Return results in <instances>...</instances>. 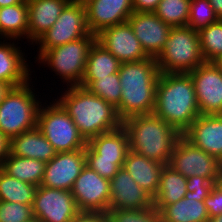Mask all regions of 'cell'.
Masks as SVG:
<instances>
[{"label": "cell", "instance_id": "obj_1", "mask_svg": "<svg viewBox=\"0 0 222 222\" xmlns=\"http://www.w3.org/2000/svg\"><path fill=\"white\" fill-rule=\"evenodd\" d=\"M64 89H63V88ZM59 97H54L78 128L80 135L88 142L101 133L110 132L122 126L123 121L117 109L104 99L92 94L87 88L61 86Z\"/></svg>", "mask_w": 222, "mask_h": 222}, {"label": "cell", "instance_id": "obj_44", "mask_svg": "<svg viewBox=\"0 0 222 222\" xmlns=\"http://www.w3.org/2000/svg\"><path fill=\"white\" fill-rule=\"evenodd\" d=\"M26 0H0V8L24 3Z\"/></svg>", "mask_w": 222, "mask_h": 222}, {"label": "cell", "instance_id": "obj_3", "mask_svg": "<svg viewBox=\"0 0 222 222\" xmlns=\"http://www.w3.org/2000/svg\"><path fill=\"white\" fill-rule=\"evenodd\" d=\"M118 73L122 91L117 112L121 120L153 114L160 75L156 58L121 63Z\"/></svg>", "mask_w": 222, "mask_h": 222}, {"label": "cell", "instance_id": "obj_36", "mask_svg": "<svg viewBox=\"0 0 222 222\" xmlns=\"http://www.w3.org/2000/svg\"><path fill=\"white\" fill-rule=\"evenodd\" d=\"M33 219L32 205L0 201V222H30Z\"/></svg>", "mask_w": 222, "mask_h": 222}, {"label": "cell", "instance_id": "obj_29", "mask_svg": "<svg viewBox=\"0 0 222 222\" xmlns=\"http://www.w3.org/2000/svg\"><path fill=\"white\" fill-rule=\"evenodd\" d=\"M121 62L97 41L90 49L83 79H100L120 69Z\"/></svg>", "mask_w": 222, "mask_h": 222}, {"label": "cell", "instance_id": "obj_46", "mask_svg": "<svg viewBox=\"0 0 222 222\" xmlns=\"http://www.w3.org/2000/svg\"><path fill=\"white\" fill-rule=\"evenodd\" d=\"M213 63L222 70V55L218 57L216 60L213 61Z\"/></svg>", "mask_w": 222, "mask_h": 222}, {"label": "cell", "instance_id": "obj_43", "mask_svg": "<svg viewBox=\"0 0 222 222\" xmlns=\"http://www.w3.org/2000/svg\"><path fill=\"white\" fill-rule=\"evenodd\" d=\"M11 88L12 87L8 83L0 81V103Z\"/></svg>", "mask_w": 222, "mask_h": 222}, {"label": "cell", "instance_id": "obj_25", "mask_svg": "<svg viewBox=\"0 0 222 222\" xmlns=\"http://www.w3.org/2000/svg\"><path fill=\"white\" fill-rule=\"evenodd\" d=\"M187 177L175 171L168 164L164 165L161 174L158 190L152 198L153 206L161 210L164 206L183 199L187 193Z\"/></svg>", "mask_w": 222, "mask_h": 222}, {"label": "cell", "instance_id": "obj_18", "mask_svg": "<svg viewBox=\"0 0 222 222\" xmlns=\"http://www.w3.org/2000/svg\"><path fill=\"white\" fill-rule=\"evenodd\" d=\"M87 26L93 35L128 21L133 13L132 0H84Z\"/></svg>", "mask_w": 222, "mask_h": 222}, {"label": "cell", "instance_id": "obj_14", "mask_svg": "<svg viewBox=\"0 0 222 222\" xmlns=\"http://www.w3.org/2000/svg\"><path fill=\"white\" fill-rule=\"evenodd\" d=\"M195 87L200 114L222 115V70L205 62L189 72Z\"/></svg>", "mask_w": 222, "mask_h": 222}, {"label": "cell", "instance_id": "obj_21", "mask_svg": "<svg viewBox=\"0 0 222 222\" xmlns=\"http://www.w3.org/2000/svg\"><path fill=\"white\" fill-rule=\"evenodd\" d=\"M183 136L195 147L222 162V115L200 114Z\"/></svg>", "mask_w": 222, "mask_h": 222}, {"label": "cell", "instance_id": "obj_8", "mask_svg": "<svg viewBox=\"0 0 222 222\" xmlns=\"http://www.w3.org/2000/svg\"><path fill=\"white\" fill-rule=\"evenodd\" d=\"M49 97L53 99L49 100L52 102L47 104L44 100L40 105L37 128L57 153L85 149L87 142L80 135L73 119L56 99Z\"/></svg>", "mask_w": 222, "mask_h": 222}, {"label": "cell", "instance_id": "obj_7", "mask_svg": "<svg viewBox=\"0 0 222 222\" xmlns=\"http://www.w3.org/2000/svg\"><path fill=\"white\" fill-rule=\"evenodd\" d=\"M156 61L160 73H189L205 63L198 32L189 26L171 27Z\"/></svg>", "mask_w": 222, "mask_h": 222}, {"label": "cell", "instance_id": "obj_28", "mask_svg": "<svg viewBox=\"0 0 222 222\" xmlns=\"http://www.w3.org/2000/svg\"><path fill=\"white\" fill-rule=\"evenodd\" d=\"M45 164L40 160L18 157L9 153L1 169L11 177L38 187L41 185Z\"/></svg>", "mask_w": 222, "mask_h": 222}, {"label": "cell", "instance_id": "obj_17", "mask_svg": "<svg viewBox=\"0 0 222 222\" xmlns=\"http://www.w3.org/2000/svg\"><path fill=\"white\" fill-rule=\"evenodd\" d=\"M128 22L146 55L157 59L168 40L171 27L154 12H133Z\"/></svg>", "mask_w": 222, "mask_h": 222}, {"label": "cell", "instance_id": "obj_27", "mask_svg": "<svg viewBox=\"0 0 222 222\" xmlns=\"http://www.w3.org/2000/svg\"><path fill=\"white\" fill-rule=\"evenodd\" d=\"M161 222H208L204 201L183 198L160 210Z\"/></svg>", "mask_w": 222, "mask_h": 222}, {"label": "cell", "instance_id": "obj_30", "mask_svg": "<svg viewBox=\"0 0 222 222\" xmlns=\"http://www.w3.org/2000/svg\"><path fill=\"white\" fill-rule=\"evenodd\" d=\"M37 186L9 176L0 168V201L33 205Z\"/></svg>", "mask_w": 222, "mask_h": 222}, {"label": "cell", "instance_id": "obj_12", "mask_svg": "<svg viewBox=\"0 0 222 222\" xmlns=\"http://www.w3.org/2000/svg\"><path fill=\"white\" fill-rule=\"evenodd\" d=\"M79 212L71 191L37 187L32 205L37 222H72Z\"/></svg>", "mask_w": 222, "mask_h": 222}, {"label": "cell", "instance_id": "obj_23", "mask_svg": "<svg viewBox=\"0 0 222 222\" xmlns=\"http://www.w3.org/2000/svg\"><path fill=\"white\" fill-rule=\"evenodd\" d=\"M9 153L18 157L33 158L49 162L56 151L42 132L35 127L10 139Z\"/></svg>", "mask_w": 222, "mask_h": 222}, {"label": "cell", "instance_id": "obj_39", "mask_svg": "<svg viewBox=\"0 0 222 222\" xmlns=\"http://www.w3.org/2000/svg\"><path fill=\"white\" fill-rule=\"evenodd\" d=\"M72 222H108L107 213L80 211Z\"/></svg>", "mask_w": 222, "mask_h": 222}, {"label": "cell", "instance_id": "obj_32", "mask_svg": "<svg viewBox=\"0 0 222 222\" xmlns=\"http://www.w3.org/2000/svg\"><path fill=\"white\" fill-rule=\"evenodd\" d=\"M191 0H160L155 14L170 27L187 26Z\"/></svg>", "mask_w": 222, "mask_h": 222}, {"label": "cell", "instance_id": "obj_4", "mask_svg": "<svg viewBox=\"0 0 222 222\" xmlns=\"http://www.w3.org/2000/svg\"><path fill=\"white\" fill-rule=\"evenodd\" d=\"M131 151L167 165L183 134L154 114L138 115L123 121Z\"/></svg>", "mask_w": 222, "mask_h": 222}, {"label": "cell", "instance_id": "obj_45", "mask_svg": "<svg viewBox=\"0 0 222 222\" xmlns=\"http://www.w3.org/2000/svg\"><path fill=\"white\" fill-rule=\"evenodd\" d=\"M208 222H222V214L209 218Z\"/></svg>", "mask_w": 222, "mask_h": 222}, {"label": "cell", "instance_id": "obj_38", "mask_svg": "<svg viewBox=\"0 0 222 222\" xmlns=\"http://www.w3.org/2000/svg\"><path fill=\"white\" fill-rule=\"evenodd\" d=\"M209 218L222 214V192L215 186L211 188L209 195L205 198Z\"/></svg>", "mask_w": 222, "mask_h": 222}, {"label": "cell", "instance_id": "obj_20", "mask_svg": "<svg viewBox=\"0 0 222 222\" xmlns=\"http://www.w3.org/2000/svg\"><path fill=\"white\" fill-rule=\"evenodd\" d=\"M110 188L109 209L141 210L153 206L152 197L134 181L124 168H120L110 180Z\"/></svg>", "mask_w": 222, "mask_h": 222}, {"label": "cell", "instance_id": "obj_10", "mask_svg": "<svg viewBox=\"0 0 222 222\" xmlns=\"http://www.w3.org/2000/svg\"><path fill=\"white\" fill-rule=\"evenodd\" d=\"M87 35H93L87 26L86 8L81 0H71L61 11L60 16L35 43V61L48 49L61 46ZM37 56V57H36Z\"/></svg>", "mask_w": 222, "mask_h": 222}, {"label": "cell", "instance_id": "obj_15", "mask_svg": "<svg viewBox=\"0 0 222 222\" xmlns=\"http://www.w3.org/2000/svg\"><path fill=\"white\" fill-rule=\"evenodd\" d=\"M85 165V149L56 153L45 164L41 186L71 191Z\"/></svg>", "mask_w": 222, "mask_h": 222}, {"label": "cell", "instance_id": "obj_31", "mask_svg": "<svg viewBox=\"0 0 222 222\" xmlns=\"http://www.w3.org/2000/svg\"><path fill=\"white\" fill-rule=\"evenodd\" d=\"M79 86L87 88L116 109L119 108L122 89L118 72L100 79H82Z\"/></svg>", "mask_w": 222, "mask_h": 222}, {"label": "cell", "instance_id": "obj_47", "mask_svg": "<svg viewBox=\"0 0 222 222\" xmlns=\"http://www.w3.org/2000/svg\"><path fill=\"white\" fill-rule=\"evenodd\" d=\"M222 192V175L214 184Z\"/></svg>", "mask_w": 222, "mask_h": 222}, {"label": "cell", "instance_id": "obj_40", "mask_svg": "<svg viewBox=\"0 0 222 222\" xmlns=\"http://www.w3.org/2000/svg\"><path fill=\"white\" fill-rule=\"evenodd\" d=\"M160 0H132L133 12H155Z\"/></svg>", "mask_w": 222, "mask_h": 222}, {"label": "cell", "instance_id": "obj_19", "mask_svg": "<svg viewBox=\"0 0 222 222\" xmlns=\"http://www.w3.org/2000/svg\"><path fill=\"white\" fill-rule=\"evenodd\" d=\"M18 44L21 45L18 40L0 39V81L8 83L11 87L27 83L35 72L33 68H30L34 65L31 60H29V65L26 58L28 55Z\"/></svg>", "mask_w": 222, "mask_h": 222}, {"label": "cell", "instance_id": "obj_24", "mask_svg": "<svg viewBox=\"0 0 222 222\" xmlns=\"http://www.w3.org/2000/svg\"><path fill=\"white\" fill-rule=\"evenodd\" d=\"M164 164L150 160L131 150L128 151L123 168L134 181L152 198L155 196L160 182V174Z\"/></svg>", "mask_w": 222, "mask_h": 222}, {"label": "cell", "instance_id": "obj_41", "mask_svg": "<svg viewBox=\"0 0 222 222\" xmlns=\"http://www.w3.org/2000/svg\"><path fill=\"white\" fill-rule=\"evenodd\" d=\"M10 140L0 131V168L9 154Z\"/></svg>", "mask_w": 222, "mask_h": 222}, {"label": "cell", "instance_id": "obj_33", "mask_svg": "<svg viewBox=\"0 0 222 222\" xmlns=\"http://www.w3.org/2000/svg\"><path fill=\"white\" fill-rule=\"evenodd\" d=\"M198 34L205 62H213L222 55V19L201 29Z\"/></svg>", "mask_w": 222, "mask_h": 222}, {"label": "cell", "instance_id": "obj_2", "mask_svg": "<svg viewBox=\"0 0 222 222\" xmlns=\"http://www.w3.org/2000/svg\"><path fill=\"white\" fill-rule=\"evenodd\" d=\"M153 114L182 134L200 115L189 73H160Z\"/></svg>", "mask_w": 222, "mask_h": 222}, {"label": "cell", "instance_id": "obj_35", "mask_svg": "<svg viewBox=\"0 0 222 222\" xmlns=\"http://www.w3.org/2000/svg\"><path fill=\"white\" fill-rule=\"evenodd\" d=\"M108 222H161L160 211L154 206L141 210L109 209Z\"/></svg>", "mask_w": 222, "mask_h": 222}, {"label": "cell", "instance_id": "obj_9", "mask_svg": "<svg viewBox=\"0 0 222 222\" xmlns=\"http://www.w3.org/2000/svg\"><path fill=\"white\" fill-rule=\"evenodd\" d=\"M129 148L123 126L91 138L85 148L86 165L103 178L111 180L123 164Z\"/></svg>", "mask_w": 222, "mask_h": 222}, {"label": "cell", "instance_id": "obj_26", "mask_svg": "<svg viewBox=\"0 0 222 222\" xmlns=\"http://www.w3.org/2000/svg\"><path fill=\"white\" fill-rule=\"evenodd\" d=\"M28 31V5L24 3L0 8V39L24 42Z\"/></svg>", "mask_w": 222, "mask_h": 222}, {"label": "cell", "instance_id": "obj_5", "mask_svg": "<svg viewBox=\"0 0 222 222\" xmlns=\"http://www.w3.org/2000/svg\"><path fill=\"white\" fill-rule=\"evenodd\" d=\"M32 80L12 87L0 103V131L9 140L37 127L38 111L44 99L35 91L38 88Z\"/></svg>", "mask_w": 222, "mask_h": 222}, {"label": "cell", "instance_id": "obj_42", "mask_svg": "<svg viewBox=\"0 0 222 222\" xmlns=\"http://www.w3.org/2000/svg\"><path fill=\"white\" fill-rule=\"evenodd\" d=\"M213 10L218 15L219 19H222V0H209Z\"/></svg>", "mask_w": 222, "mask_h": 222}, {"label": "cell", "instance_id": "obj_11", "mask_svg": "<svg viewBox=\"0 0 222 222\" xmlns=\"http://www.w3.org/2000/svg\"><path fill=\"white\" fill-rule=\"evenodd\" d=\"M168 165L187 178L201 176L215 183L222 175V162L184 136L178 140Z\"/></svg>", "mask_w": 222, "mask_h": 222}, {"label": "cell", "instance_id": "obj_6", "mask_svg": "<svg viewBox=\"0 0 222 222\" xmlns=\"http://www.w3.org/2000/svg\"><path fill=\"white\" fill-rule=\"evenodd\" d=\"M97 41L96 35H87L79 40L45 51L34 63L38 69L48 67L58 76L62 85L77 86L84 77L90 49Z\"/></svg>", "mask_w": 222, "mask_h": 222}, {"label": "cell", "instance_id": "obj_13", "mask_svg": "<svg viewBox=\"0 0 222 222\" xmlns=\"http://www.w3.org/2000/svg\"><path fill=\"white\" fill-rule=\"evenodd\" d=\"M71 193L79 211L107 213L110 206V180L85 165L76 178Z\"/></svg>", "mask_w": 222, "mask_h": 222}, {"label": "cell", "instance_id": "obj_22", "mask_svg": "<svg viewBox=\"0 0 222 222\" xmlns=\"http://www.w3.org/2000/svg\"><path fill=\"white\" fill-rule=\"evenodd\" d=\"M71 0H27V41L31 46L56 22Z\"/></svg>", "mask_w": 222, "mask_h": 222}, {"label": "cell", "instance_id": "obj_34", "mask_svg": "<svg viewBox=\"0 0 222 222\" xmlns=\"http://www.w3.org/2000/svg\"><path fill=\"white\" fill-rule=\"evenodd\" d=\"M219 20L209 0H191L187 26L199 32Z\"/></svg>", "mask_w": 222, "mask_h": 222}, {"label": "cell", "instance_id": "obj_16", "mask_svg": "<svg viewBox=\"0 0 222 222\" xmlns=\"http://www.w3.org/2000/svg\"><path fill=\"white\" fill-rule=\"evenodd\" d=\"M96 36L97 42L121 63L148 58L128 21L106 28Z\"/></svg>", "mask_w": 222, "mask_h": 222}, {"label": "cell", "instance_id": "obj_37", "mask_svg": "<svg viewBox=\"0 0 222 222\" xmlns=\"http://www.w3.org/2000/svg\"><path fill=\"white\" fill-rule=\"evenodd\" d=\"M215 183L201 176L187 178L185 198L204 201Z\"/></svg>", "mask_w": 222, "mask_h": 222}]
</instances>
